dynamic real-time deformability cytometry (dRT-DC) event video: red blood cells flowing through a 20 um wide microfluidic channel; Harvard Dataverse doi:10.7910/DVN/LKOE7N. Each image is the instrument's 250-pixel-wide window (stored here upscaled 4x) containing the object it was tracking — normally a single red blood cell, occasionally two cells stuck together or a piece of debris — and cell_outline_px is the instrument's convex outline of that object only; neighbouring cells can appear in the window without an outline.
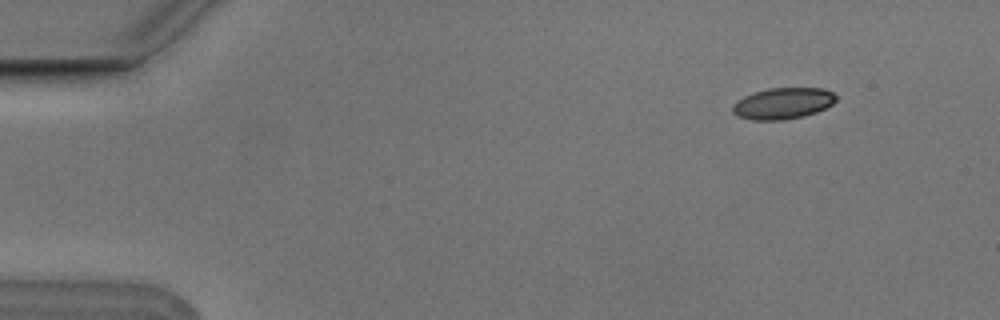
{"species": "Egyptian fruit bat (a non-hibernating species)", "species_latin": "Rousettus aegyptiacus", "temperature_condition": "cold", "stored_images_in_passage": 4, "camera_frame_rate_fps": 3000, "um_per_image_px": 0.085, "animal": {"sex": "male"}, "frame": {"image": 1, "passage_image": 2, "time_ms": 0.333, "image_size_px": [1000, 320], "cell_outline_px": [[836, 100], [832, 104], [816, 112], [804, 116], [780, 120], [752, 120], [740, 116], [732, 112], [732, 104], [736, 100], [752, 92], [768, 88], [824, 88], [832, 92], [836, 96]], "centroid_in_image_um": [66.52, 8.78], "position_along_channel_um": 18.5, "area_um2": 18.9}}
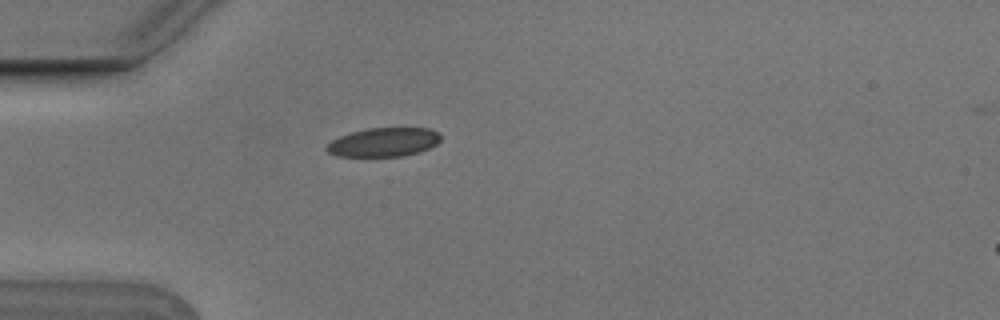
{"frame": {"image": 2, "passage_image": 4, "time_ms": 1.0, "image_size_px": [1000, 320], "cell_outline_px": [[440, 140], [436, 144], [420, 152], [404, 156], [336, 156], [328, 152], [324, 148], [332, 140], [340, 136], [352, 132], [368, 128], [428, 128], [440, 132]], "centroid_in_image_um": [32.62, 12.08], "position_along_channel_um": 52.4, "area_um2": 19.19}}